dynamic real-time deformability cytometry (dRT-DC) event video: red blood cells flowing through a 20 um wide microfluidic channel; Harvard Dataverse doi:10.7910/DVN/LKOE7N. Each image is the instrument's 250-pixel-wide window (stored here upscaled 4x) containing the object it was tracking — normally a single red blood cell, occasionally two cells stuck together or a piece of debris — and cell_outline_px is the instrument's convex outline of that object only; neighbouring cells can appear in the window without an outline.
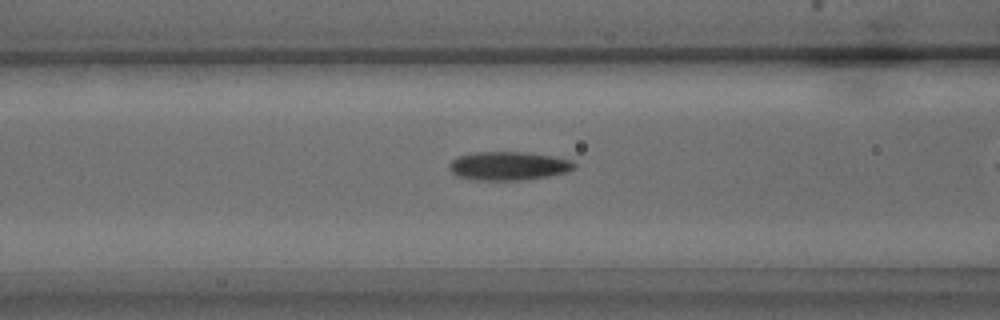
{"species": "common noctule bat (a hibernating species)", "species_latin": "Nyctalus noctula", "temperature_condition": "warm", "stored_images_in_passage": 22, "camera_frame_rate_fps": 3000, "um_per_image_px": 0.085, "animal": {"sex": "male", "body_mass_g": 15.6}, "frame": {"image": 1, "passage_image": 6, "time_ms": 1.667, "image_size_px": [1000, 320], "cell_outline_px": [[576, 168], [564, 172], [548, 176], [524, 180], [476, 180], [456, 176], [448, 168], [448, 164], [456, 156], [476, 152], [520, 152], [552, 156], [572, 160], [576, 164]], "centroid_in_image_um": [43.18, 14.1], "position_along_channel_um": 123.4, "area_um2": 20.87}}
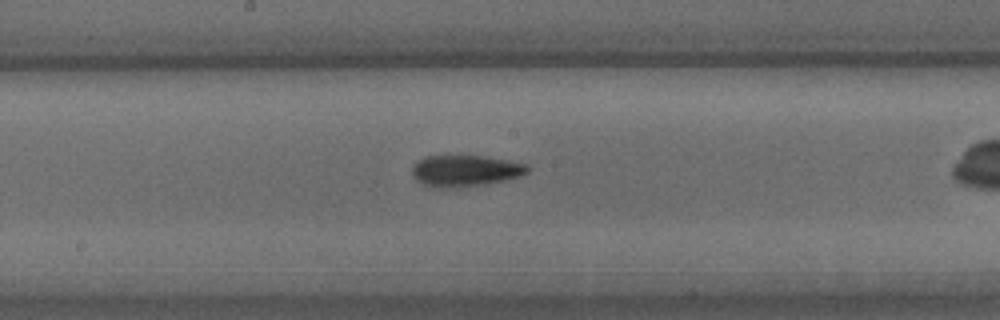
{"frame": {"image": 2, "passage_image": 11, "time_ms": 3.333, "image_size_px": [1000, 320], "cell_outline_px": [[532, 168], [528, 172], [520, 176], [504, 180], [484, 184], [424, 184], [416, 180], [412, 172], [412, 168], [424, 156], [488, 156], [528, 164]], "centroid_in_image_um": [39.67, 14.44], "position_along_channel_um": 208.5, "area_um2": 20.0}}
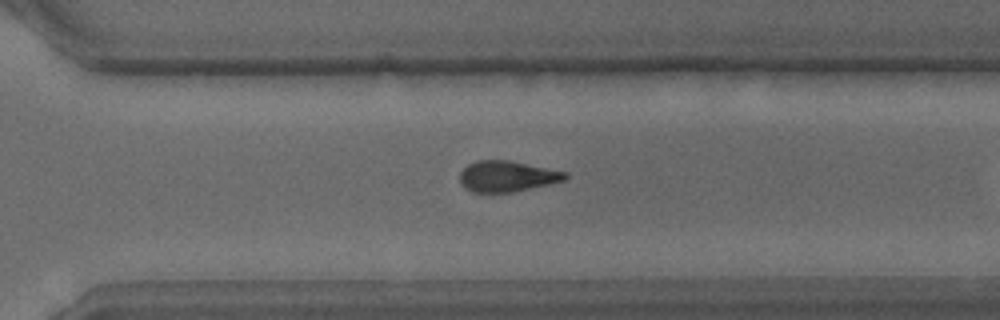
{"frame": {"image": 3, "passage_image": 18, "time_ms": 5.667, "image_size_px": [1000, 320], "cell_outline_px": [[568, 176], [564, 180], [548, 184], [512, 192], [472, 192], [464, 188], [460, 184], [460, 172], [468, 164], [476, 160], [508, 160], [568, 172]], "centroid_in_image_um": [43.07, 14.98], "position_along_channel_um": 327.5, "area_um2": 18.9}}